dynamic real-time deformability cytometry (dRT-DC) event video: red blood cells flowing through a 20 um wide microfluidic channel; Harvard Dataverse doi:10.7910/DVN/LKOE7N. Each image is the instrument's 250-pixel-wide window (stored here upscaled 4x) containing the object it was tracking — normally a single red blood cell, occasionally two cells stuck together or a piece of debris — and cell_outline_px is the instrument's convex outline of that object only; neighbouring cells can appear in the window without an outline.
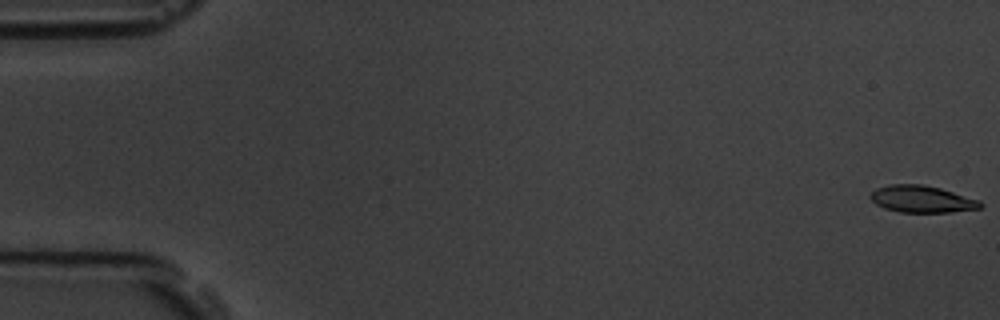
{"species": "common noctule bat (a hibernating species)", "species_latin": "Nyctalus noctula", "temperature_condition": "room temperature", "stored_images_in_passage": 6, "segment_of_instrument_passage": [2, 2], "camera_frame_rate_fps": 3000, "um_per_image_px": 0.085, "animal": {"sex": "male", "body_mass_g": 19.5, "forearm_length_mm": 54.6}, "frame": {"image": 1, "passage_image": 6, "time_ms": 6.667, "image_size_px": [1000, 320], "cell_outline_px": [[984, 204], [980, 208], [952, 212], [900, 212], [884, 208], [876, 204], [868, 196], [876, 188], [888, 184], [924, 184], [940, 188], [980, 200]], "centroid_in_image_um": [78.35, 16.92], "position_along_channel_um": 6.6, "area_um2": 17.34}}